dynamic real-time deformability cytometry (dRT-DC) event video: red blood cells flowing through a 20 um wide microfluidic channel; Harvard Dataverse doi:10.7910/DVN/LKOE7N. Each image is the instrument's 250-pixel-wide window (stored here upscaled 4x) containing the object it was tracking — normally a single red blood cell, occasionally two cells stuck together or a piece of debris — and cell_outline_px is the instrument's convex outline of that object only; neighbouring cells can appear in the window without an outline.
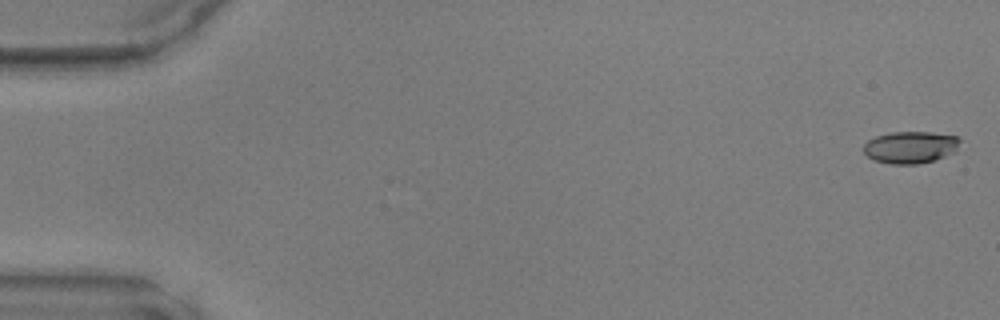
{"species": "common noctule bat (a hibernating species)", "species_latin": "Nyctalus noctula", "temperature_condition": "warm", "stored_images_in_passage": 48, "camera_frame_rate_fps": 3000, "um_per_image_px": 0.085, "animal": {"sex": "male", "body_mass_g": 17.9, "forearm_length_mm": 54.2}, "frame": {"image": 1, "passage_image": 1, "time_ms": 0.0, "image_size_px": [1000, 320], "cell_outline_px": [[960, 140], [956, 152], [932, 160], [916, 164], [892, 164], [876, 160], [868, 156], [864, 152], [864, 144], [868, 140], [876, 136], [892, 132], [932, 132], [956, 136]], "centroid_in_image_um": [77.39, 12.5], "position_along_channel_um": 7.6, "area_um2": 17.8}}
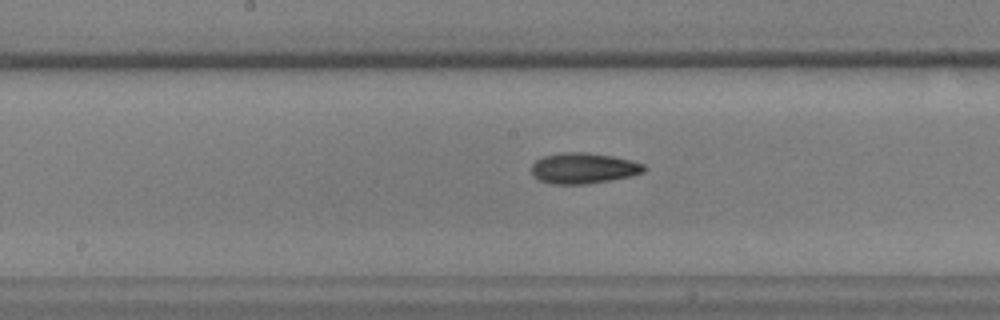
{"frame": {"image": 2, "passage_image": 25, "time_ms": 8.0, "image_size_px": [1000, 320], "cell_outline_px": [[648, 168], [644, 172], [632, 176], [584, 184], [552, 184], [540, 180], [532, 176], [532, 164], [536, 160], [544, 156], [560, 152], [584, 152], [612, 156], [632, 160], [644, 164]], "centroid_in_image_um": [49.61, 14.29], "position_along_channel_um": 198.6, "area_um2": 20.23}}
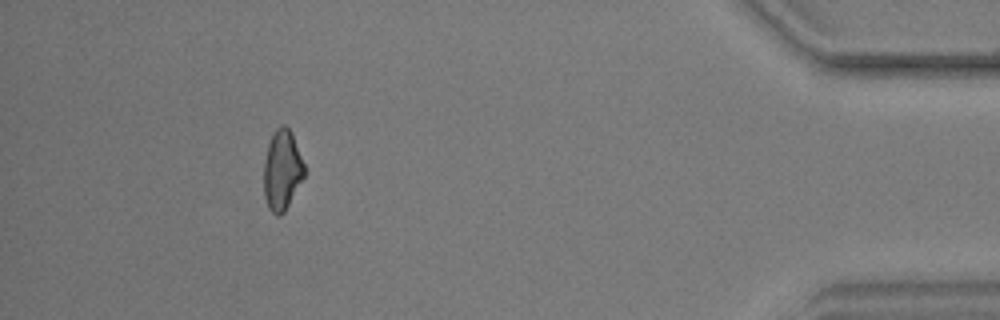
{"frame": {"image": 3, "passage_image": 44, "time_ms": 14.333, "image_size_px": [1000, 320], "cell_outline_px": [[304, 176], [284, 212], [280, 216], [276, 216], [268, 208], [264, 196], [264, 160], [268, 144], [276, 128], [280, 124], [284, 124], [292, 132], [304, 164]], "centroid_in_image_um": [23.96, 14.45], "position_along_channel_um": 411.2, "area_um2": 18.84}}